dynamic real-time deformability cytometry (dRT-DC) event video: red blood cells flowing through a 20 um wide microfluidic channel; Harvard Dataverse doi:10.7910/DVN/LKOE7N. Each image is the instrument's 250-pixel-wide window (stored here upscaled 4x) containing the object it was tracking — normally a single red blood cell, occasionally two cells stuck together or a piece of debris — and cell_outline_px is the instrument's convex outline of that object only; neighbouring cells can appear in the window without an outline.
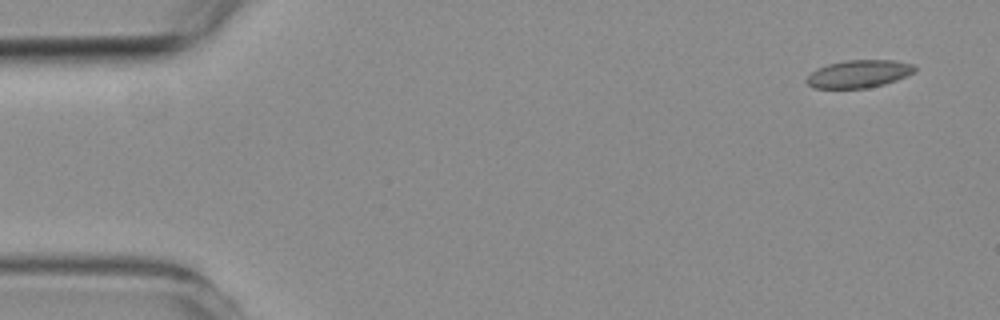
{"species": "common noctule bat (a hibernating species)", "species_latin": "Nyctalus noctula", "temperature_condition": "room temperature", "stored_images_in_passage": 7, "camera_frame_rate_fps": 3000, "um_per_image_px": 0.085, "animal": {"sex": "female", "body_mass_g": 19.3, "forearm_length_mm": 54.1}, "frame": {"image": 1, "passage_image": 1, "time_ms": 0.0, "image_size_px": [1000, 320], "cell_outline_px": [[916, 72], [896, 80], [884, 84], [868, 88], [816, 88], [808, 84], [804, 80], [816, 68], [828, 64], [848, 60], [896, 60], [916, 64]], "centroid_in_image_um": [73.04, 6.27], "position_along_channel_um": 12.0, "area_um2": 17.57}}